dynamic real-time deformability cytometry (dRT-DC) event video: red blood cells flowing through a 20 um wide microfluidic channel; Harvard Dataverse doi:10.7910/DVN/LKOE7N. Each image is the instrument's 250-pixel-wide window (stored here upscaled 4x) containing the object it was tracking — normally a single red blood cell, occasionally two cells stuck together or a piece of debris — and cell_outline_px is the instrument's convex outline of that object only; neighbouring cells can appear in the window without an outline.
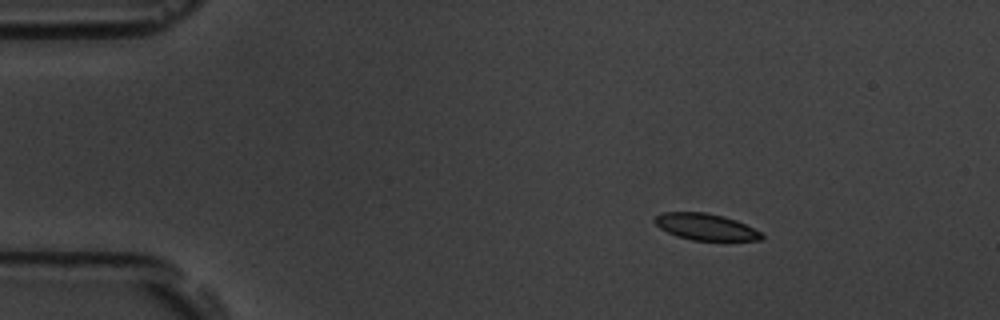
{"species": "common noctule bat (a hibernating species)", "species_latin": "Nyctalus noctula", "temperature_condition": "room temperature", "stored_images_in_passage": 14, "camera_frame_rate_fps": 3000, "um_per_image_px": 0.085, "animal": {"sex": "male", "body_mass_g": 19.5, "forearm_length_mm": 54.6}, "frame": {"image": 1, "passage_image": 2, "time_ms": 1.333, "image_size_px": [1000, 320], "cell_outline_px": [[764, 236], [760, 240], [692, 240], [676, 236], [660, 228], [652, 220], [656, 216], [664, 212], [704, 212], [724, 216], [736, 220], [760, 232]], "centroid_in_image_um": [59.94, 19.28], "position_along_channel_um": 25.1, "area_um2": 16.36}}
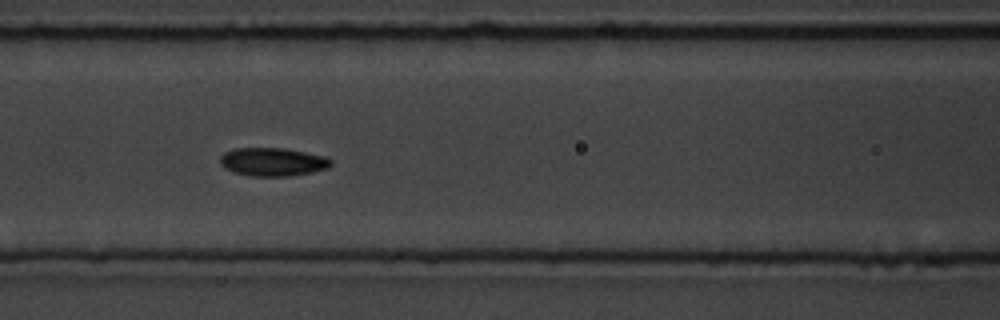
{"frame": {"image": 2, "passage_image": 6, "time_ms": 6.667, "image_size_px": [1000, 320], "cell_outline_px": [[332, 164], [328, 168], [312, 172], [288, 176], [248, 176], [232, 172], [224, 168], [220, 164], [220, 156], [224, 152], [236, 148], [284, 148], [328, 156], [332, 160]], "centroid_in_image_um": [23.18, 13.76], "position_along_channel_um": 143.4, "area_um2": 18.55}}
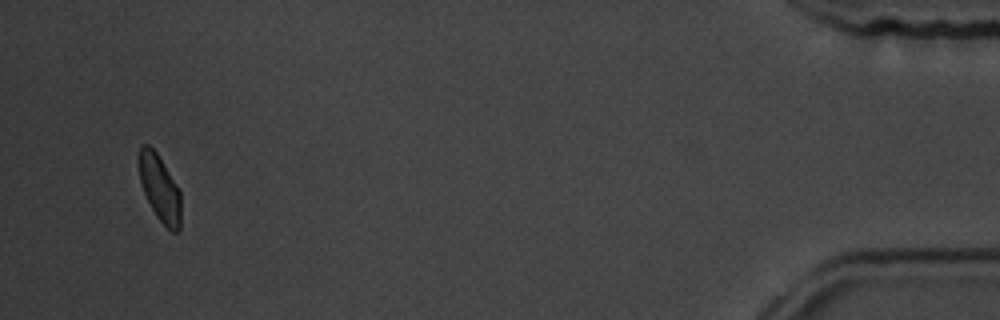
{"frame": {"image": 3, "passage_image": 14, "time_ms": 16.667, "image_size_px": [1000, 320], "cell_outline_px": [[180, 228], [176, 232], [172, 232], [156, 216], [144, 192], [140, 180], [140, 144], [148, 144], [156, 152], [180, 192]], "centroid_in_image_um": [13.58, 16.02], "position_along_channel_um": 421.6, "area_um2": 15.61}, "authors_computed_cell_mechanics": {"area_um2": 17.5712, "velocity_mm_per_s": 3.592, "shape_relaxation_time_tau1_ms": 3.1744, "shape_relaxation_time_tau2_ms": null, "deformation_change_tau1": 0.0806, "deformation_change_tau2": null}}